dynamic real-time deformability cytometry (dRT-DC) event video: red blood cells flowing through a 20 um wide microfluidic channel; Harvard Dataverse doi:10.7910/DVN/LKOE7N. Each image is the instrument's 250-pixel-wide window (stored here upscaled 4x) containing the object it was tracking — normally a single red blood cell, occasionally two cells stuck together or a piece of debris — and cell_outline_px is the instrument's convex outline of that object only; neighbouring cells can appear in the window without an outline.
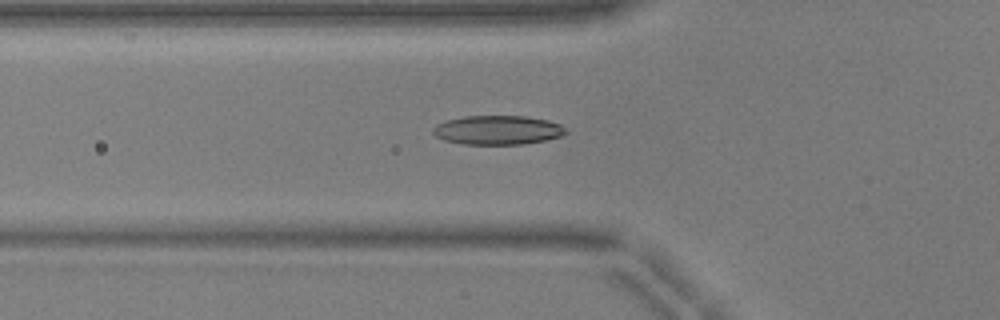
{"species": "common noctule bat (a hibernating species)", "species_latin": "Nyctalus noctula", "temperature_condition": "warm", "stored_images_in_passage": 51, "camera_frame_rate_fps": 3000, "um_per_image_px": 0.085, "animal": {"sex": "male", "body_mass_g": 17.9, "forearm_length_mm": 54.2}, "frame": {"image": 1, "passage_image": 18, "time_ms": 5.667, "image_size_px": [1000, 320], "cell_outline_px": [[568, 132], [560, 136], [544, 140], [524, 144], [464, 144], [444, 140], [436, 136], [432, 132], [432, 128], [436, 124], [448, 120], [464, 116], [524, 116], [548, 120], [560, 124]], "centroid_in_image_um": [42.28, 11.05], "position_along_channel_um": 83.5, "area_um2": 22.43}}
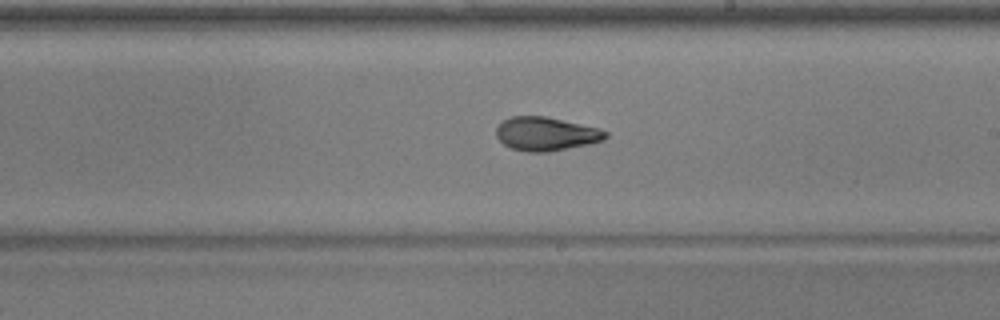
{"frame": {"image": 2, "passage_image": 30, "time_ms": 9.667, "image_size_px": [1000, 320], "cell_outline_px": [[608, 136], [604, 140], [588, 144], [548, 152], [528, 152], [512, 148], [504, 144], [496, 136], [496, 128], [504, 120], [512, 116], [544, 116], [600, 128], [608, 132]], "centroid_in_image_um": [46.43, 11.38], "position_along_channel_um": 242.6, "area_um2": 21.33}}
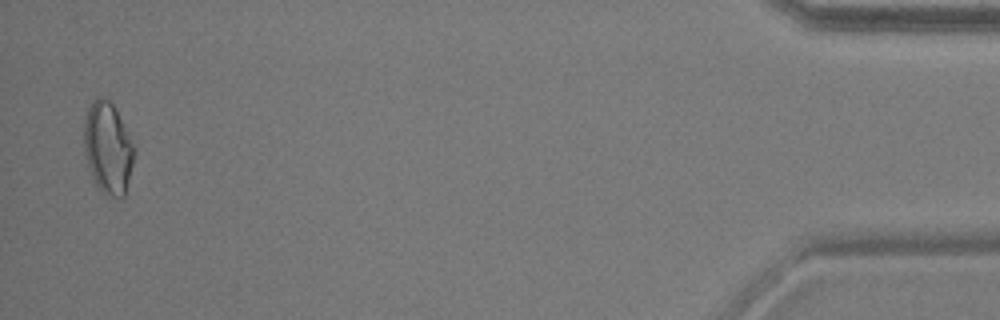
{"frame": {"image": 3, "passage_image": 50, "time_ms": 16.333, "image_size_px": [1000, 320], "cell_outline_px": [[136, 152], [124, 196], [112, 196], [104, 192], [96, 184], [92, 176], [88, 164], [84, 148], [84, 120], [88, 108], [92, 100], [96, 96], [104, 96], [116, 108], [136, 148]], "centroid_in_image_um": [9.18, 12.51], "position_along_channel_um": 426.0, "area_um2": 26.76}, "authors_computed_cell_mechanics": {"area_um2": 21.5594, "velocity_mm_per_s": 3.9612, "shape_relaxation_time_tau1_ms": 10.6667, "shape_relaxation_time_tau2_ms": 1.5726, "deformation_change_tau1": 0.2769, "deformation_change_tau2": 0.0834}}